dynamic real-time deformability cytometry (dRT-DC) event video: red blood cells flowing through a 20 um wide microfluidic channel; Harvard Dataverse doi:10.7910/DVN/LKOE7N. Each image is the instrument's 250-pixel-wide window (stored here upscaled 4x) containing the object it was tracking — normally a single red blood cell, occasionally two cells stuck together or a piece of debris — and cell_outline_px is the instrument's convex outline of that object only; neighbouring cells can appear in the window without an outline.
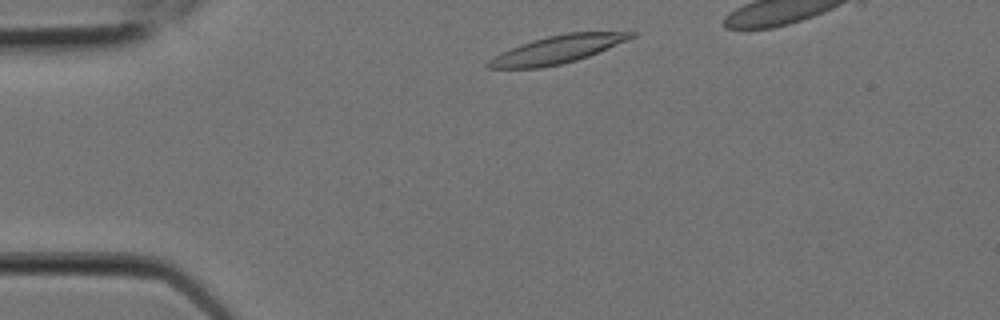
{"species": "Egyptian fruit bat (a non-hibernating species)", "species_latin": "Rousettus aegyptiacus", "temperature_condition": "room temperature", "stored_images_in_passage": 8, "segment_of_instrument_passage": [1, 2], "camera_frame_rate_fps": 3000, "um_per_image_px": 0.085, "animal": {"sex": "female"}, "frame": {"image": 1, "passage_image": 1, "time_ms": 0.0, "image_size_px": [1000, 320], "cell_outline_px": [[640, 32], [636, 36], [628, 40], [588, 56], [576, 60], [560, 64], [540, 68], [484, 68], [484, 64], [488, 60], [512, 48], [532, 40], [548, 36], [568, 32]], "centroid_in_image_um": [47.39, 4.21], "position_along_channel_um": 37.6, "area_um2": 22.83}}
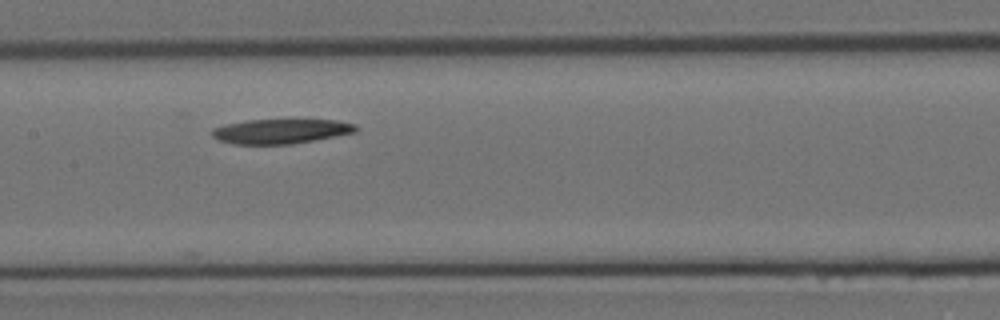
{"frame": {"image": 2, "passage_image": 6, "time_ms": 1.667, "image_size_px": [1000, 320], "cell_outline_px": [[360, 128], [356, 132], [336, 136], [292, 144], [232, 144], [220, 140], [212, 136], [212, 128], [224, 124], [248, 120], [336, 120], [356, 124]], "centroid_in_image_um": [23.89, 11.15], "position_along_channel_um": 183.5, "area_um2": 20.69}}
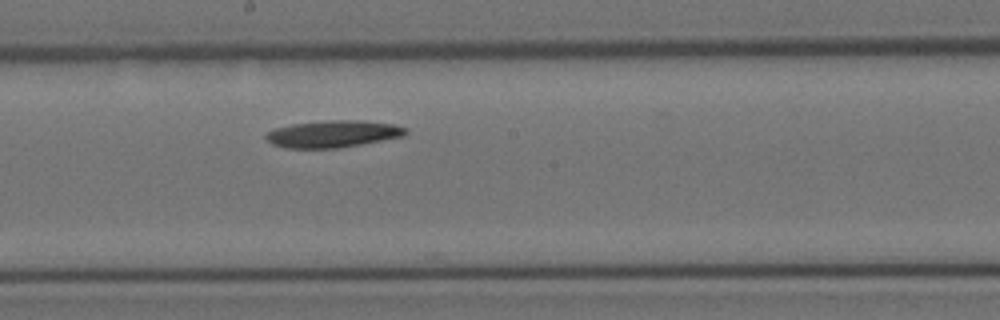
{"frame": {"image": 3, "passage_image": 7, "time_ms": 2.0, "image_size_px": [1000, 320], "cell_outline_px": [[408, 132], [404, 136], [360, 144], [336, 148], [284, 148], [272, 144], [264, 136], [268, 132], [276, 128], [292, 124], [328, 120], [364, 120], [396, 124], [408, 128]], "centroid_in_image_um": [28.34, 11.37], "position_along_channel_um": 219.9, "area_um2": 22.02}}